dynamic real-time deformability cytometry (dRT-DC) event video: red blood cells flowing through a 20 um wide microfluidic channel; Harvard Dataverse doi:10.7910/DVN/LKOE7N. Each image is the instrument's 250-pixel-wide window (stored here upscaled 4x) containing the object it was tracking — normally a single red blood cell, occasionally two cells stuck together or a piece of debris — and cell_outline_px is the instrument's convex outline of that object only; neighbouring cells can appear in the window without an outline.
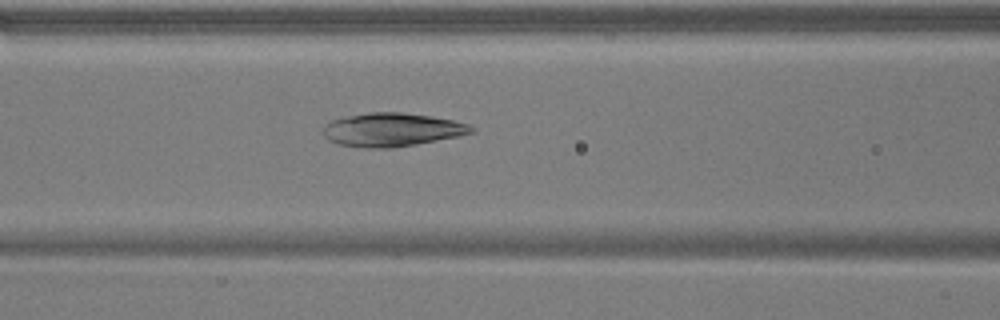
{"species": "common noctule bat (a hibernating species)", "species_latin": "Nyctalus noctula", "temperature_condition": "warm", "stored_images_in_passage": 34, "camera_frame_rate_fps": 3000, "um_per_image_px": 0.085, "animal": {"sex": "male", "body_mass_g": 17.9}, "frame": {"image": 1, "passage_image": 8, "time_ms": 2.333, "image_size_px": [1000, 320], "cell_outline_px": [[476, 132], [416, 144], [392, 148], [364, 148], [340, 144], [328, 140], [324, 136], [324, 124], [332, 120], [348, 116], [368, 112], [400, 112], [432, 116], [452, 120], [468, 124], [476, 128]], "centroid_in_image_um": [33.31, 11.02], "position_along_channel_um": 133.3, "area_um2": 28.84}}
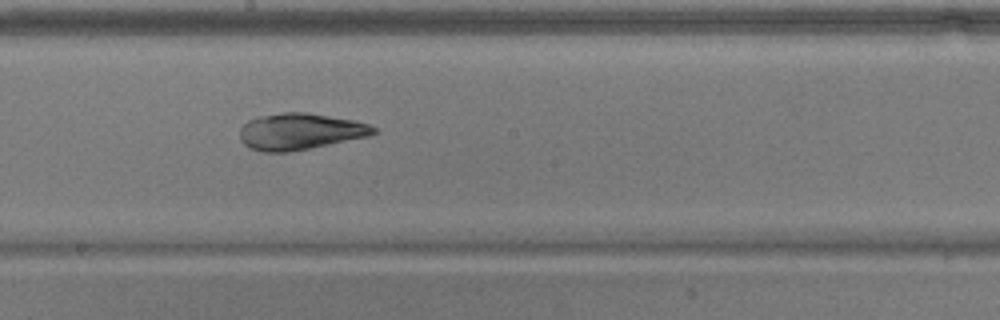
{"frame": {"image": 2, "passage_image": 15, "time_ms": 4.667, "image_size_px": [1000, 320], "cell_outline_px": [[376, 132], [368, 136], [288, 152], [264, 152], [248, 148], [240, 140], [240, 128], [248, 120], [260, 116], [284, 112], [304, 112], [356, 120], [368, 124], [376, 128]], "centroid_in_image_um": [25.47, 11.17], "position_along_channel_um": 222.7, "area_um2": 28.21}}
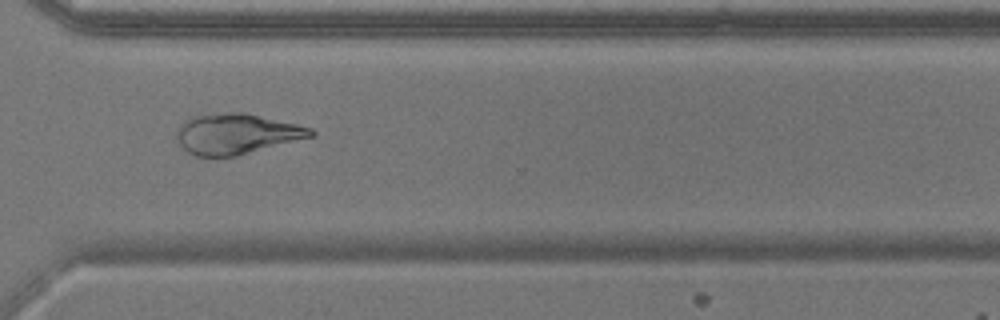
{"frame": {"image": 3, "passage_image": 25, "time_ms": 8.0, "image_size_px": [1000, 320], "cell_outline_px": [[316, 136], [236, 156], [196, 156], [188, 152], [180, 144], [176, 136], [176, 128], [184, 120], [192, 116], [228, 112], [244, 112], [296, 124], [312, 128], [316, 132]], "centroid_in_image_um": [20.11, 11.37], "position_along_channel_um": 350.5, "area_um2": 31.73}, "authors_computed_cell_mechanics": {"area_um2": 29.6514, "velocity_mm_per_s": 3.8382, "shape_relaxation_time_tau1_ms": 9.9833, "shape_relaxation_time_tau2_ms": 1.9814, "deformation_change_tau1": 0.2086, "deformation_change_tau2": 0.0802}}